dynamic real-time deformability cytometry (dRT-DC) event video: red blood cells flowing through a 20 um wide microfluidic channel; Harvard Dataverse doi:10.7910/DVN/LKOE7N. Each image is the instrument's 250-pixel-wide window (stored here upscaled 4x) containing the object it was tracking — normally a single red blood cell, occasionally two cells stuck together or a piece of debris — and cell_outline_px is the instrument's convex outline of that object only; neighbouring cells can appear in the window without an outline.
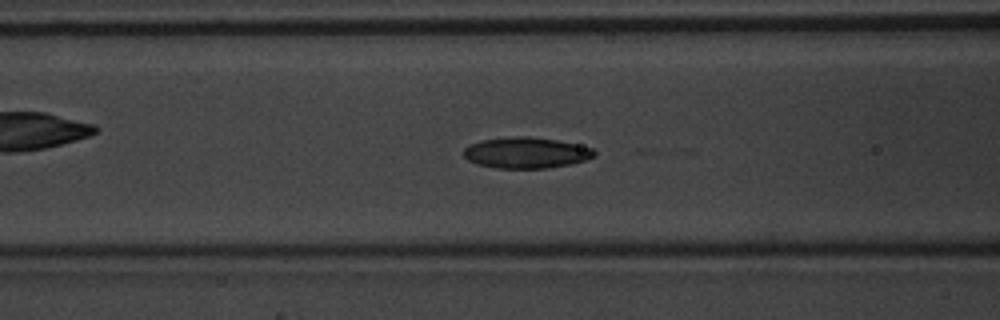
{"species": "common noctule bat (a hibernating species)", "species_latin": "Nyctalus noctula", "temperature_condition": "warm", "stored_images_in_passage": 51, "camera_frame_rate_fps": 3000, "um_per_image_px": 0.085, "animal": {"sex": "male", "body_mass_g": 20.1, "forearm_length_mm": 53.5}, "frame": {"image": 1, "passage_image": 21, "time_ms": 6.667, "image_size_px": [1000, 320], "cell_outline_px": [[596, 156], [588, 160], [548, 168], [496, 168], [476, 164], [468, 160], [464, 156], [464, 148], [468, 144], [484, 140], [512, 136], [528, 136], [556, 140], [592, 148], [596, 152]], "centroid_in_image_um": [44.71, 12.99], "position_along_channel_um": 121.9, "area_um2": 23.58}}
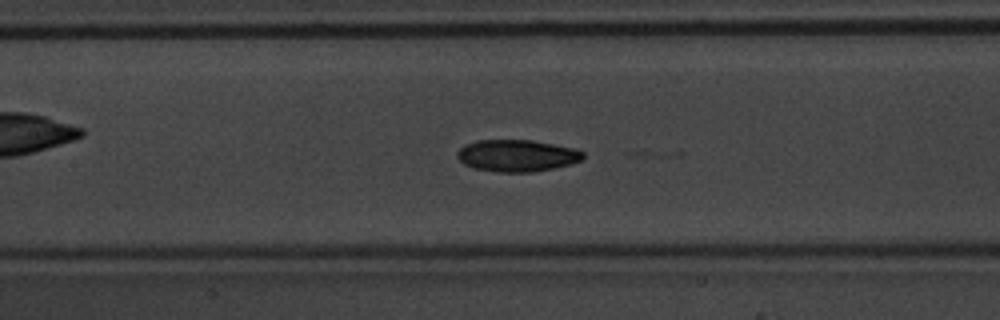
{"frame": {"image": 2, "passage_image": 24, "time_ms": 7.667, "image_size_px": [1000, 320], "cell_outline_px": [[584, 160], [572, 164], [532, 172], [496, 172], [472, 168], [464, 164], [456, 156], [456, 152], [464, 144], [476, 140], [532, 140], [572, 148], [584, 152]], "centroid_in_image_um": [43.91, 13.23], "position_along_channel_um": 163.5, "area_um2": 23.52}}
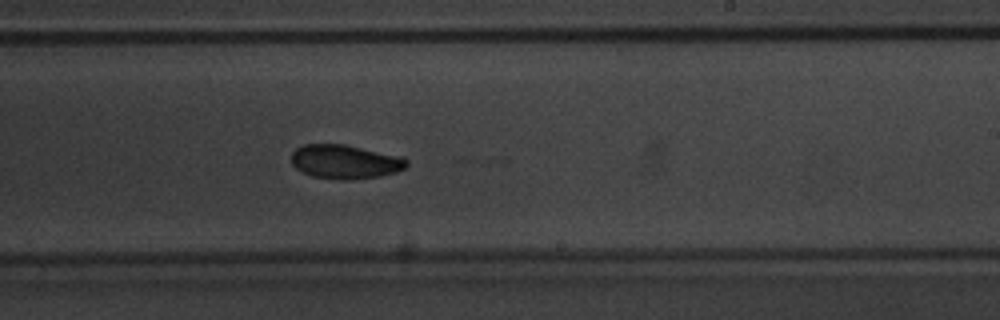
{"frame": {"image": 3, "passage_image": 31, "time_ms": 10.0, "image_size_px": [1000, 320], "cell_outline_px": [[408, 164], [404, 168], [396, 172], [380, 176], [348, 180], [340, 180], [312, 176], [296, 168], [292, 164], [292, 152], [296, 148], [304, 144], [344, 144], [400, 156], [408, 160]], "centroid_in_image_um": [29.33, 13.75], "position_along_channel_um": 259.7, "area_um2": 22.77}, "authors_computed_cell_mechanics": {"area_um2": 22.4264, "velocity_mm_per_s": 4.1353, "shape_relaxation_time_tau1_ms": 2.4879, "shape_relaxation_time_tau2_ms": 3.8617, "deformation_change_tau1": 0.1077, "deformation_change_tau2": 0.0743}}